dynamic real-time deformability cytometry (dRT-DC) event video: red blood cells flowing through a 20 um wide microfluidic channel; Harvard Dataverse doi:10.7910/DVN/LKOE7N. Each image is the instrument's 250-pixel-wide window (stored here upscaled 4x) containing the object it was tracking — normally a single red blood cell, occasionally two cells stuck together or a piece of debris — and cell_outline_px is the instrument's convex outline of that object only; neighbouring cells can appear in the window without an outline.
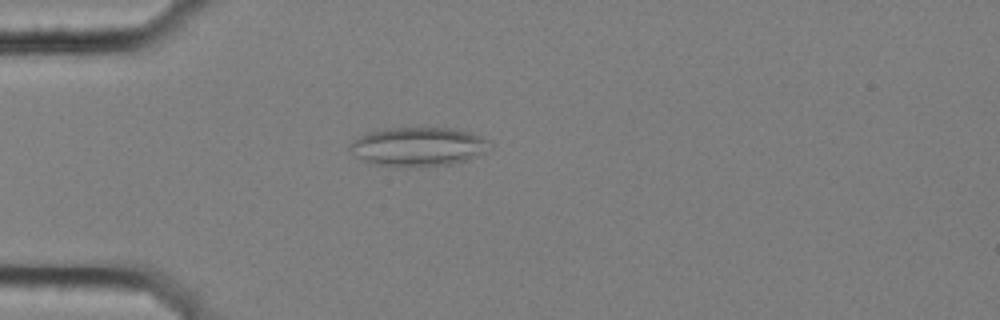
{"species": "common noctule bat (a hibernating species)", "species_latin": "Nyctalus noctula", "temperature_condition": "cold", "stored_images_in_passage": 5, "camera_frame_rate_fps": 3000, "um_per_image_px": 0.085, "animal": {"sex": "female", "body_mass_g": 25.1}, "frame": {"image": 1, "passage_image": 2, "time_ms": 0.333, "image_size_px": [1000, 320], "cell_outline_px": [[492, 148], [468, 160], [448, 164], [396, 168], [376, 164], [356, 156], [348, 148], [348, 144], [352, 140], [368, 132], [384, 128], [416, 124], [452, 128], [472, 132], [488, 140], [492, 144]], "centroid_in_image_um": [35.55, 12.41], "position_along_channel_um": 49.5, "area_um2": 33.0}}